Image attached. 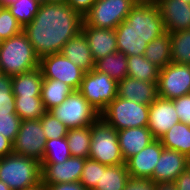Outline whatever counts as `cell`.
<instances>
[{"label": "cell", "mask_w": 190, "mask_h": 190, "mask_svg": "<svg viewBox=\"0 0 190 190\" xmlns=\"http://www.w3.org/2000/svg\"><path fill=\"white\" fill-rule=\"evenodd\" d=\"M49 112L68 129L91 126L100 118V113L78 90H73L65 101Z\"/></svg>", "instance_id": "8992f818"}, {"label": "cell", "mask_w": 190, "mask_h": 190, "mask_svg": "<svg viewBox=\"0 0 190 190\" xmlns=\"http://www.w3.org/2000/svg\"><path fill=\"white\" fill-rule=\"evenodd\" d=\"M169 34L171 40L172 62L190 65V29Z\"/></svg>", "instance_id": "1f68e13d"}, {"label": "cell", "mask_w": 190, "mask_h": 190, "mask_svg": "<svg viewBox=\"0 0 190 190\" xmlns=\"http://www.w3.org/2000/svg\"><path fill=\"white\" fill-rule=\"evenodd\" d=\"M117 49L126 54V56L144 55V51L149 43V39H145L138 34L124 20L115 29Z\"/></svg>", "instance_id": "7402d4cb"}, {"label": "cell", "mask_w": 190, "mask_h": 190, "mask_svg": "<svg viewBox=\"0 0 190 190\" xmlns=\"http://www.w3.org/2000/svg\"><path fill=\"white\" fill-rule=\"evenodd\" d=\"M100 117L116 131L131 127H147L149 105L117 96L107 105Z\"/></svg>", "instance_id": "277c9868"}, {"label": "cell", "mask_w": 190, "mask_h": 190, "mask_svg": "<svg viewBox=\"0 0 190 190\" xmlns=\"http://www.w3.org/2000/svg\"><path fill=\"white\" fill-rule=\"evenodd\" d=\"M188 165L190 166V155L188 157Z\"/></svg>", "instance_id": "db71d44e"}, {"label": "cell", "mask_w": 190, "mask_h": 190, "mask_svg": "<svg viewBox=\"0 0 190 190\" xmlns=\"http://www.w3.org/2000/svg\"><path fill=\"white\" fill-rule=\"evenodd\" d=\"M159 11L165 30L174 33L190 29V4L183 0H159Z\"/></svg>", "instance_id": "e0dca14e"}, {"label": "cell", "mask_w": 190, "mask_h": 190, "mask_svg": "<svg viewBox=\"0 0 190 190\" xmlns=\"http://www.w3.org/2000/svg\"><path fill=\"white\" fill-rule=\"evenodd\" d=\"M135 5L133 0H96L83 20L91 27L115 29Z\"/></svg>", "instance_id": "ba28073f"}, {"label": "cell", "mask_w": 190, "mask_h": 190, "mask_svg": "<svg viewBox=\"0 0 190 190\" xmlns=\"http://www.w3.org/2000/svg\"><path fill=\"white\" fill-rule=\"evenodd\" d=\"M73 89L62 81L43 79L41 99L46 111L59 106L72 93Z\"/></svg>", "instance_id": "4316f807"}, {"label": "cell", "mask_w": 190, "mask_h": 190, "mask_svg": "<svg viewBox=\"0 0 190 190\" xmlns=\"http://www.w3.org/2000/svg\"><path fill=\"white\" fill-rule=\"evenodd\" d=\"M47 190H87L80 182L46 185Z\"/></svg>", "instance_id": "ee69618b"}, {"label": "cell", "mask_w": 190, "mask_h": 190, "mask_svg": "<svg viewBox=\"0 0 190 190\" xmlns=\"http://www.w3.org/2000/svg\"><path fill=\"white\" fill-rule=\"evenodd\" d=\"M0 180L12 190H21L42 180L41 164L38 160L17 154L1 158Z\"/></svg>", "instance_id": "3957f363"}, {"label": "cell", "mask_w": 190, "mask_h": 190, "mask_svg": "<svg viewBox=\"0 0 190 190\" xmlns=\"http://www.w3.org/2000/svg\"><path fill=\"white\" fill-rule=\"evenodd\" d=\"M179 122L173 100L158 97L149 105L147 128L154 139H160L173 125Z\"/></svg>", "instance_id": "9a60e30c"}, {"label": "cell", "mask_w": 190, "mask_h": 190, "mask_svg": "<svg viewBox=\"0 0 190 190\" xmlns=\"http://www.w3.org/2000/svg\"><path fill=\"white\" fill-rule=\"evenodd\" d=\"M180 122L190 126V94L173 100Z\"/></svg>", "instance_id": "ab89813d"}, {"label": "cell", "mask_w": 190, "mask_h": 190, "mask_svg": "<svg viewBox=\"0 0 190 190\" xmlns=\"http://www.w3.org/2000/svg\"><path fill=\"white\" fill-rule=\"evenodd\" d=\"M83 21V17L67 3L45 2L23 32L41 58L61 53L65 43L82 30Z\"/></svg>", "instance_id": "6da1fadb"}, {"label": "cell", "mask_w": 190, "mask_h": 190, "mask_svg": "<svg viewBox=\"0 0 190 190\" xmlns=\"http://www.w3.org/2000/svg\"><path fill=\"white\" fill-rule=\"evenodd\" d=\"M94 70L106 73L116 82H119L127 77V56L123 52L116 51L95 61Z\"/></svg>", "instance_id": "83f0119b"}, {"label": "cell", "mask_w": 190, "mask_h": 190, "mask_svg": "<svg viewBox=\"0 0 190 190\" xmlns=\"http://www.w3.org/2000/svg\"><path fill=\"white\" fill-rule=\"evenodd\" d=\"M98 161L87 158L83 167L80 183L87 189L92 190L99 182L101 170L105 167Z\"/></svg>", "instance_id": "74e56055"}, {"label": "cell", "mask_w": 190, "mask_h": 190, "mask_svg": "<svg viewBox=\"0 0 190 190\" xmlns=\"http://www.w3.org/2000/svg\"><path fill=\"white\" fill-rule=\"evenodd\" d=\"M23 31V27L10 13L6 6L0 9V37L2 40L9 39Z\"/></svg>", "instance_id": "8d00e7d4"}, {"label": "cell", "mask_w": 190, "mask_h": 190, "mask_svg": "<svg viewBox=\"0 0 190 190\" xmlns=\"http://www.w3.org/2000/svg\"><path fill=\"white\" fill-rule=\"evenodd\" d=\"M117 96L150 105L158 98L157 82H147L127 76L117 82Z\"/></svg>", "instance_id": "d6986e66"}, {"label": "cell", "mask_w": 190, "mask_h": 190, "mask_svg": "<svg viewBox=\"0 0 190 190\" xmlns=\"http://www.w3.org/2000/svg\"><path fill=\"white\" fill-rule=\"evenodd\" d=\"M40 122L47 140L66 137L68 128L49 111L40 118Z\"/></svg>", "instance_id": "d590c367"}, {"label": "cell", "mask_w": 190, "mask_h": 190, "mask_svg": "<svg viewBox=\"0 0 190 190\" xmlns=\"http://www.w3.org/2000/svg\"><path fill=\"white\" fill-rule=\"evenodd\" d=\"M15 0H0V4L2 6L9 5L10 3L14 2Z\"/></svg>", "instance_id": "f907efd6"}, {"label": "cell", "mask_w": 190, "mask_h": 190, "mask_svg": "<svg viewBox=\"0 0 190 190\" xmlns=\"http://www.w3.org/2000/svg\"><path fill=\"white\" fill-rule=\"evenodd\" d=\"M66 138L72 157L89 158L91 126L68 129Z\"/></svg>", "instance_id": "f546056e"}, {"label": "cell", "mask_w": 190, "mask_h": 190, "mask_svg": "<svg viewBox=\"0 0 190 190\" xmlns=\"http://www.w3.org/2000/svg\"><path fill=\"white\" fill-rule=\"evenodd\" d=\"M96 0H66V3L82 17H84Z\"/></svg>", "instance_id": "60d3db41"}, {"label": "cell", "mask_w": 190, "mask_h": 190, "mask_svg": "<svg viewBox=\"0 0 190 190\" xmlns=\"http://www.w3.org/2000/svg\"><path fill=\"white\" fill-rule=\"evenodd\" d=\"M78 91L101 114L117 97V82L106 73L92 69L85 72Z\"/></svg>", "instance_id": "52a82bcc"}, {"label": "cell", "mask_w": 190, "mask_h": 190, "mask_svg": "<svg viewBox=\"0 0 190 190\" xmlns=\"http://www.w3.org/2000/svg\"><path fill=\"white\" fill-rule=\"evenodd\" d=\"M13 154V143L5 136L0 135V158Z\"/></svg>", "instance_id": "f6af8a7d"}, {"label": "cell", "mask_w": 190, "mask_h": 190, "mask_svg": "<svg viewBox=\"0 0 190 190\" xmlns=\"http://www.w3.org/2000/svg\"><path fill=\"white\" fill-rule=\"evenodd\" d=\"M40 58L22 31L0 44V69L8 76L19 75L39 67Z\"/></svg>", "instance_id": "7a4b0ae2"}, {"label": "cell", "mask_w": 190, "mask_h": 190, "mask_svg": "<svg viewBox=\"0 0 190 190\" xmlns=\"http://www.w3.org/2000/svg\"><path fill=\"white\" fill-rule=\"evenodd\" d=\"M15 109L21 120H37L47 112L41 96H15Z\"/></svg>", "instance_id": "4dcf8cb0"}, {"label": "cell", "mask_w": 190, "mask_h": 190, "mask_svg": "<svg viewBox=\"0 0 190 190\" xmlns=\"http://www.w3.org/2000/svg\"><path fill=\"white\" fill-rule=\"evenodd\" d=\"M21 121L17 113L0 114V135L14 143Z\"/></svg>", "instance_id": "f35d334b"}, {"label": "cell", "mask_w": 190, "mask_h": 190, "mask_svg": "<svg viewBox=\"0 0 190 190\" xmlns=\"http://www.w3.org/2000/svg\"><path fill=\"white\" fill-rule=\"evenodd\" d=\"M188 166V157L178 151L164 147L149 180L155 184L174 182Z\"/></svg>", "instance_id": "2e32d148"}, {"label": "cell", "mask_w": 190, "mask_h": 190, "mask_svg": "<svg viewBox=\"0 0 190 190\" xmlns=\"http://www.w3.org/2000/svg\"><path fill=\"white\" fill-rule=\"evenodd\" d=\"M16 113L12 77L0 74V114Z\"/></svg>", "instance_id": "e575fe53"}, {"label": "cell", "mask_w": 190, "mask_h": 190, "mask_svg": "<svg viewBox=\"0 0 190 190\" xmlns=\"http://www.w3.org/2000/svg\"><path fill=\"white\" fill-rule=\"evenodd\" d=\"M86 159L70 157L62 163H40L42 181L45 185L79 182Z\"/></svg>", "instance_id": "5bb4252c"}, {"label": "cell", "mask_w": 190, "mask_h": 190, "mask_svg": "<svg viewBox=\"0 0 190 190\" xmlns=\"http://www.w3.org/2000/svg\"><path fill=\"white\" fill-rule=\"evenodd\" d=\"M126 164L106 165L101 170V177L92 190H124L130 181Z\"/></svg>", "instance_id": "cb8c5ba5"}, {"label": "cell", "mask_w": 190, "mask_h": 190, "mask_svg": "<svg viewBox=\"0 0 190 190\" xmlns=\"http://www.w3.org/2000/svg\"><path fill=\"white\" fill-rule=\"evenodd\" d=\"M127 64L128 77L147 82H158L160 69L150 63L144 55L128 56Z\"/></svg>", "instance_id": "f1b7e54d"}, {"label": "cell", "mask_w": 190, "mask_h": 190, "mask_svg": "<svg viewBox=\"0 0 190 190\" xmlns=\"http://www.w3.org/2000/svg\"><path fill=\"white\" fill-rule=\"evenodd\" d=\"M0 190H12L4 182L0 180Z\"/></svg>", "instance_id": "681fc988"}, {"label": "cell", "mask_w": 190, "mask_h": 190, "mask_svg": "<svg viewBox=\"0 0 190 190\" xmlns=\"http://www.w3.org/2000/svg\"><path fill=\"white\" fill-rule=\"evenodd\" d=\"M61 53L85 72L94 69L95 60L82 31L65 43Z\"/></svg>", "instance_id": "44dd1931"}, {"label": "cell", "mask_w": 190, "mask_h": 190, "mask_svg": "<svg viewBox=\"0 0 190 190\" xmlns=\"http://www.w3.org/2000/svg\"><path fill=\"white\" fill-rule=\"evenodd\" d=\"M144 56L159 69H162L172 62L170 34L166 32L160 37L150 41L144 51Z\"/></svg>", "instance_id": "484cf974"}, {"label": "cell", "mask_w": 190, "mask_h": 190, "mask_svg": "<svg viewBox=\"0 0 190 190\" xmlns=\"http://www.w3.org/2000/svg\"><path fill=\"white\" fill-rule=\"evenodd\" d=\"M47 139L40 119L22 120L13 143V153L42 161Z\"/></svg>", "instance_id": "7c38bea8"}, {"label": "cell", "mask_w": 190, "mask_h": 190, "mask_svg": "<svg viewBox=\"0 0 190 190\" xmlns=\"http://www.w3.org/2000/svg\"><path fill=\"white\" fill-rule=\"evenodd\" d=\"M157 89L158 97L169 100L190 94V65L170 62L160 69Z\"/></svg>", "instance_id": "30bf717a"}, {"label": "cell", "mask_w": 190, "mask_h": 190, "mask_svg": "<svg viewBox=\"0 0 190 190\" xmlns=\"http://www.w3.org/2000/svg\"><path fill=\"white\" fill-rule=\"evenodd\" d=\"M164 149L160 139H154L139 153L125 161L131 179L149 180Z\"/></svg>", "instance_id": "4fadbf2b"}, {"label": "cell", "mask_w": 190, "mask_h": 190, "mask_svg": "<svg viewBox=\"0 0 190 190\" xmlns=\"http://www.w3.org/2000/svg\"><path fill=\"white\" fill-rule=\"evenodd\" d=\"M47 3H66V0H46Z\"/></svg>", "instance_id": "816d5d0a"}, {"label": "cell", "mask_w": 190, "mask_h": 190, "mask_svg": "<svg viewBox=\"0 0 190 190\" xmlns=\"http://www.w3.org/2000/svg\"><path fill=\"white\" fill-rule=\"evenodd\" d=\"M124 190H155V183L150 180L130 179Z\"/></svg>", "instance_id": "b9f144b4"}, {"label": "cell", "mask_w": 190, "mask_h": 190, "mask_svg": "<svg viewBox=\"0 0 190 190\" xmlns=\"http://www.w3.org/2000/svg\"><path fill=\"white\" fill-rule=\"evenodd\" d=\"M21 190H47V187L41 180L39 183H37L33 186H30V187H27V188H23Z\"/></svg>", "instance_id": "7dc6e473"}, {"label": "cell", "mask_w": 190, "mask_h": 190, "mask_svg": "<svg viewBox=\"0 0 190 190\" xmlns=\"http://www.w3.org/2000/svg\"><path fill=\"white\" fill-rule=\"evenodd\" d=\"M39 67L44 79H54L79 90L85 71L71 62L62 53H55L40 58Z\"/></svg>", "instance_id": "9c48e42d"}, {"label": "cell", "mask_w": 190, "mask_h": 190, "mask_svg": "<svg viewBox=\"0 0 190 190\" xmlns=\"http://www.w3.org/2000/svg\"><path fill=\"white\" fill-rule=\"evenodd\" d=\"M160 141L165 148L172 149L190 155V126L179 122L173 125L161 138Z\"/></svg>", "instance_id": "d4e9b609"}, {"label": "cell", "mask_w": 190, "mask_h": 190, "mask_svg": "<svg viewBox=\"0 0 190 190\" xmlns=\"http://www.w3.org/2000/svg\"><path fill=\"white\" fill-rule=\"evenodd\" d=\"M89 159L105 165L124 164L117 131L101 117L91 125Z\"/></svg>", "instance_id": "5b68a950"}, {"label": "cell", "mask_w": 190, "mask_h": 190, "mask_svg": "<svg viewBox=\"0 0 190 190\" xmlns=\"http://www.w3.org/2000/svg\"><path fill=\"white\" fill-rule=\"evenodd\" d=\"M43 79L40 67L12 76V92L14 96H41Z\"/></svg>", "instance_id": "603a6c76"}, {"label": "cell", "mask_w": 190, "mask_h": 190, "mask_svg": "<svg viewBox=\"0 0 190 190\" xmlns=\"http://www.w3.org/2000/svg\"><path fill=\"white\" fill-rule=\"evenodd\" d=\"M183 1H185V2H187V3H189V4H190V0H183Z\"/></svg>", "instance_id": "11a10c76"}, {"label": "cell", "mask_w": 190, "mask_h": 190, "mask_svg": "<svg viewBox=\"0 0 190 190\" xmlns=\"http://www.w3.org/2000/svg\"><path fill=\"white\" fill-rule=\"evenodd\" d=\"M155 190H177V187L174 182L157 183Z\"/></svg>", "instance_id": "bcb514c9"}, {"label": "cell", "mask_w": 190, "mask_h": 190, "mask_svg": "<svg viewBox=\"0 0 190 190\" xmlns=\"http://www.w3.org/2000/svg\"><path fill=\"white\" fill-rule=\"evenodd\" d=\"M118 142L124 161L139 153L154 140L147 127H131L117 131Z\"/></svg>", "instance_id": "ffe728a7"}, {"label": "cell", "mask_w": 190, "mask_h": 190, "mask_svg": "<svg viewBox=\"0 0 190 190\" xmlns=\"http://www.w3.org/2000/svg\"><path fill=\"white\" fill-rule=\"evenodd\" d=\"M177 190H190V166H188L174 181Z\"/></svg>", "instance_id": "7bdbcfd3"}, {"label": "cell", "mask_w": 190, "mask_h": 190, "mask_svg": "<svg viewBox=\"0 0 190 190\" xmlns=\"http://www.w3.org/2000/svg\"><path fill=\"white\" fill-rule=\"evenodd\" d=\"M37 1H39L40 3H45L46 2V0H37Z\"/></svg>", "instance_id": "f5cc1de1"}, {"label": "cell", "mask_w": 190, "mask_h": 190, "mask_svg": "<svg viewBox=\"0 0 190 190\" xmlns=\"http://www.w3.org/2000/svg\"><path fill=\"white\" fill-rule=\"evenodd\" d=\"M125 21L149 42L166 33L157 4H136Z\"/></svg>", "instance_id": "8fae6325"}, {"label": "cell", "mask_w": 190, "mask_h": 190, "mask_svg": "<svg viewBox=\"0 0 190 190\" xmlns=\"http://www.w3.org/2000/svg\"><path fill=\"white\" fill-rule=\"evenodd\" d=\"M81 31L85 34L95 61L118 51L114 29L91 27L83 21Z\"/></svg>", "instance_id": "ac0fdd59"}, {"label": "cell", "mask_w": 190, "mask_h": 190, "mask_svg": "<svg viewBox=\"0 0 190 190\" xmlns=\"http://www.w3.org/2000/svg\"><path fill=\"white\" fill-rule=\"evenodd\" d=\"M40 5L41 3L37 0H15L9 5H6V7L24 28L34 19Z\"/></svg>", "instance_id": "d6a6232c"}, {"label": "cell", "mask_w": 190, "mask_h": 190, "mask_svg": "<svg viewBox=\"0 0 190 190\" xmlns=\"http://www.w3.org/2000/svg\"><path fill=\"white\" fill-rule=\"evenodd\" d=\"M136 4H158L159 0H133Z\"/></svg>", "instance_id": "c3c4849f"}, {"label": "cell", "mask_w": 190, "mask_h": 190, "mask_svg": "<svg viewBox=\"0 0 190 190\" xmlns=\"http://www.w3.org/2000/svg\"><path fill=\"white\" fill-rule=\"evenodd\" d=\"M71 157L67 138L47 140L43 159L40 163H62Z\"/></svg>", "instance_id": "836d02e7"}]
</instances>
